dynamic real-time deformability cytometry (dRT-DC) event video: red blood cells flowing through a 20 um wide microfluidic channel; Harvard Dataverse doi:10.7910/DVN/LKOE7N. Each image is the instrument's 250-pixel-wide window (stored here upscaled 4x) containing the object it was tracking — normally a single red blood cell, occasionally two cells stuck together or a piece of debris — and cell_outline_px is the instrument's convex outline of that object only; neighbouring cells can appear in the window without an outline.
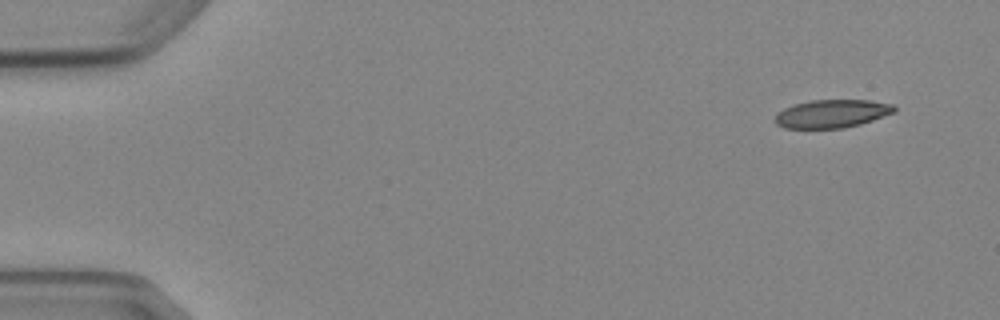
{"species": "Egyptian fruit bat (a non-hibernating species)", "species_latin": "Rousettus aegyptiacus", "temperature_condition": "cold", "stored_images_in_passage": 5, "camera_frame_rate_fps": 3000, "um_per_image_px": 0.085, "animal": {"sex": "female"}, "frame": {"image": 1, "passage_image": 1, "time_ms": 0.0, "image_size_px": [1000, 320], "cell_outline_px": [[896, 112], [860, 124], [844, 128], [784, 128], [776, 124], [776, 116], [784, 108], [796, 104], [812, 100], [868, 100], [892, 104], [896, 108]], "centroid_in_image_um": [70.75, 9.66], "position_along_channel_um": 14.3, "area_um2": 19.36}}
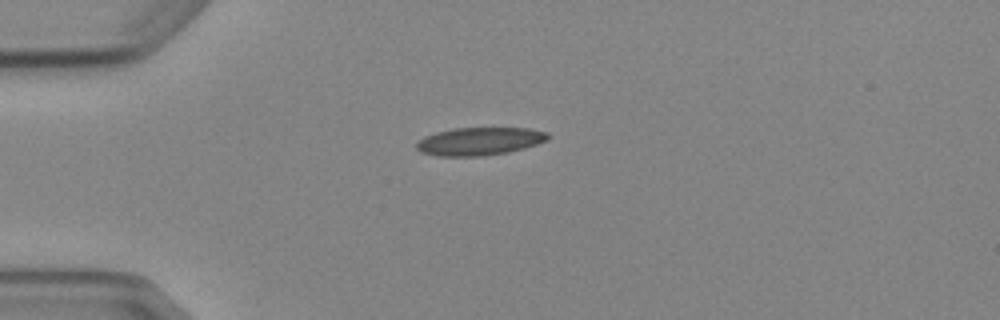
{"frame": {"image": 2, "passage_image": 4, "time_ms": 3.333, "image_size_px": [1000, 320], "cell_outline_px": [[548, 140], [524, 148], [508, 152], [484, 156], [440, 156], [420, 152], [416, 148], [416, 144], [424, 136], [436, 132], [452, 128], [528, 128], [548, 132]], "centroid_in_image_um": [40.75, 12.01], "position_along_channel_um": 44.3, "area_um2": 21.39}}